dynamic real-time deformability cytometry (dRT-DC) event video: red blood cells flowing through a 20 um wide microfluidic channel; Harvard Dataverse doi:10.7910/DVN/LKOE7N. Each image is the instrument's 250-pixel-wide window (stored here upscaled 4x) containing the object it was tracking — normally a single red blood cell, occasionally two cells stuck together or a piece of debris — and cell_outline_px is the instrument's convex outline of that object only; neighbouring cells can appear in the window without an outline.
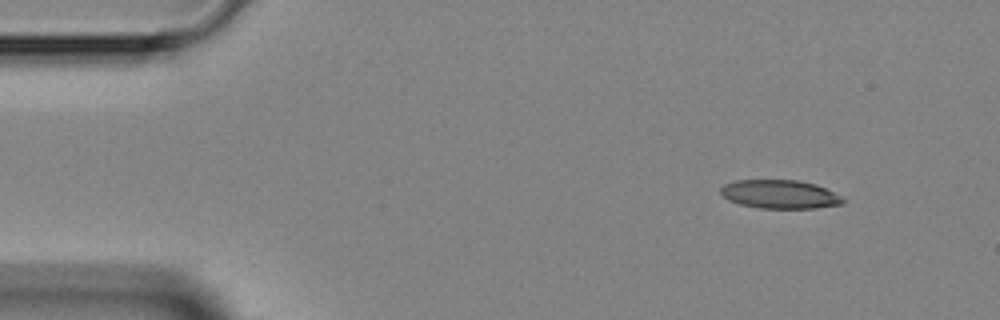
{"species": "Egyptian fruit bat (a non-hibernating species)", "species_latin": "Rousettus aegyptiacus", "temperature_condition": "room temperature", "stored_images_in_passage": 4, "camera_frame_rate_fps": 3000, "um_per_image_px": 0.085, "animal": {"sex": "female"}, "frame": {"image": 1, "passage_image": 1, "time_ms": 0.0, "image_size_px": [1000, 320], "cell_outline_px": [[844, 200], [840, 204], [816, 208], [760, 208], [740, 204], [728, 200], [720, 192], [720, 188], [724, 184], [736, 180], [796, 180], [816, 184], [840, 196]], "centroid_in_image_um": [66.24, 16.51], "position_along_channel_um": 18.8, "area_um2": 20.17}}
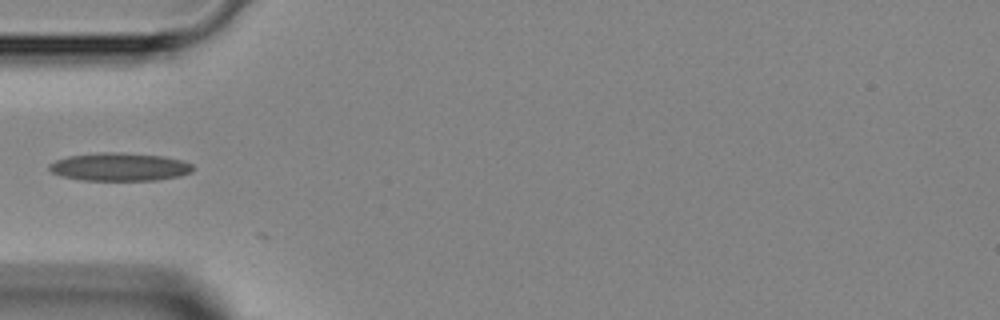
{"frame": {"image": 2, "passage_image": 4, "time_ms": 3.333, "image_size_px": [1000, 320], "cell_outline_px": [[196, 168], [192, 172], [180, 176], [156, 180], [80, 180], [60, 176], [52, 172], [48, 168], [48, 164], [56, 160], [68, 156], [100, 152], [116, 152], [164, 156], [184, 160], [192, 164]], "centroid_in_image_um": [10.19, 14.18], "position_along_channel_um": 74.8, "area_um2": 23.76}}